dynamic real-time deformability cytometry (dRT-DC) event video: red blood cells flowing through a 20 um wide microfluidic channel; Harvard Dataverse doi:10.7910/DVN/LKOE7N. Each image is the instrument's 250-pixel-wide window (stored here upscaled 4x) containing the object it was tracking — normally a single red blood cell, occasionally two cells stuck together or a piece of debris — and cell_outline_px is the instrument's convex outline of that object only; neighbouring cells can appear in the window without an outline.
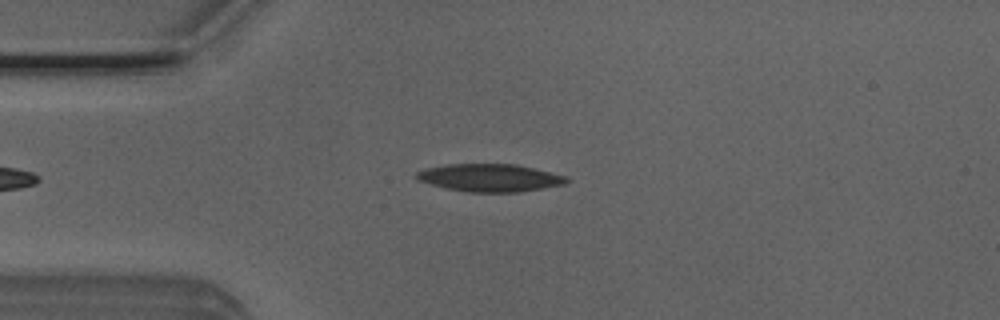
{"species": "Egyptian fruit bat (a non-hibernating species)", "species_latin": "Rousettus aegyptiacus", "temperature_condition": "room temperature", "stored_images_in_passage": 5, "camera_frame_rate_fps": 3000, "um_per_image_px": 0.085, "animal": {"sex": "male"}, "frame": {"image": 1, "passage_image": 3, "time_ms": 0.667, "image_size_px": [1000, 320], "cell_outline_px": [[572, 180], [564, 184], [544, 188], [520, 192], [468, 192], [448, 188], [416, 180], [416, 172], [424, 168], [448, 164], [516, 164], [568, 176]], "centroid_in_image_um": [41.67, 15.11], "position_along_channel_um": 43.3, "area_um2": 24.28}}
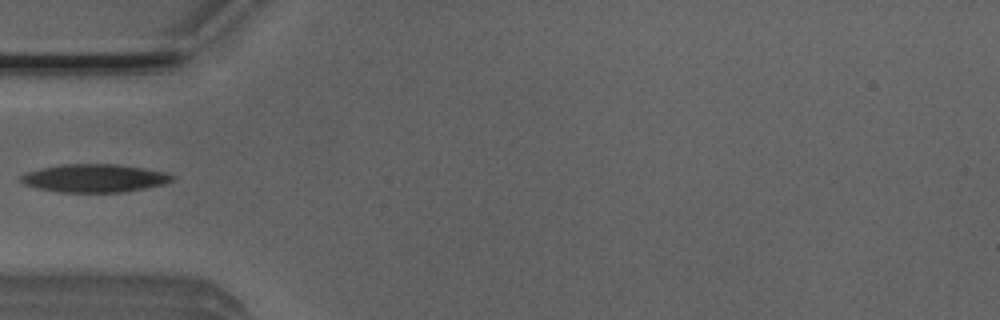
{"frame": {"image": 2, "passage_image": 4, "time_ms": 1.0, "image_size_px": [1000, 320], "cell_outline_px": [[176, 176], [172, 180], [164, 184], [124, 192], [56, 192], [36, 188], [24, 184], [20, 180], [20, 176], [28, 172], [40, 168], [64, 164], [116, 164], [168, 172]], "centroid_in_image_um": [8.03, 15.15], "position_along_channel_um": 77.0, "area_um2": 24.8}}